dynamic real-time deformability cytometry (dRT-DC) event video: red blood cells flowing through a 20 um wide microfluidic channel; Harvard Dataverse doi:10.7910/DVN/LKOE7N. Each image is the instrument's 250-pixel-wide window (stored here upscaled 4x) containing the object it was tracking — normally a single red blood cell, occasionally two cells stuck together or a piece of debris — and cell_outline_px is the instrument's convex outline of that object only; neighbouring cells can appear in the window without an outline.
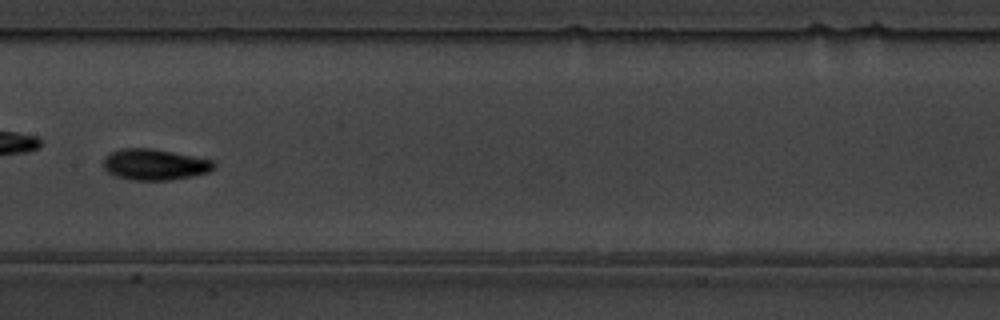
{"species": "common noctule bat (a hibernating species)", "species_latin": "Nyctalus noctula", "temperature_condition": "warm", "stored_images_in_passage": 14, "camera_frame_rate_fps": 3000, "um_per_image_px": 0.085, "animal": {"sex": "male", "body_mass_g": 19.5, "forearm_length_mm": 54.6}, "frame": {"image": 1, "passage_image": 7, "time_ms": 8.0, "image_size_px": [1000, 320], "cell_outline_px": [[216, 168], [208, 172], [192, 176], [168, 180], [132, 180], [116, 176], [108, 172], [104, 168], [104, 160], [112, 152], [120, 148], [152, 148], [212, 160], [216, 164]], "centroid_in_image_um": [13.17, 13.99], "position_along_channel_um": 194.2, "area_um2": 19.83}}
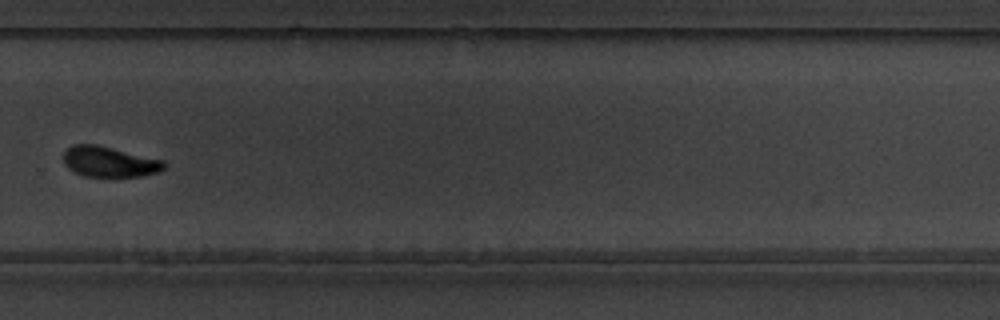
{"frame": {"image": 2, "passage_image": 10, "time_ms": 11.333, "image_size_px": [1000, 320], "cell_outline_px": [[164, 168], [160, 172], [144, 176], [84, 176], [68, 168], [64, 164], [64, 152], [72, 144], [96, 144], [164, 160]], "centroid_in_image_um": [9.3, 13.74], "position_along_channel_um": 320.5, "area_um2": 17.8}}
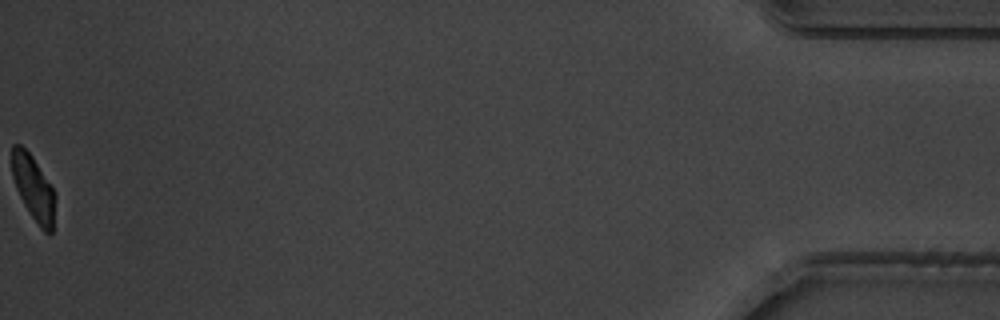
{"frame": {"image": 3, "passage_image": 14, "time_ms": 16.667, "image_size_px": [1000, 320], "cell_outline_px": [[56, 196], [52, 232], [48, 236], [40, 228], [24, 204], [16, 188], [12, 176], [12, 144], [20, 144], [32, 156], [52, 188]], "centroid_in_image_um": [2.85, 16.01], "position_along_channel_um": 432.4, "area_um2": 16.18}, "authors_computed_cell_mechanics": {"area_um2": 19.1607, "velocity_mm_per_s": 3.8, "shape_relaxation_time_tau1_ms": 2.1441, "shape_relaxation_time_tau2_ms": 1.7595, "deformation_change_tau1": 0.1, "deformation_change_tau2": 0.0673}}